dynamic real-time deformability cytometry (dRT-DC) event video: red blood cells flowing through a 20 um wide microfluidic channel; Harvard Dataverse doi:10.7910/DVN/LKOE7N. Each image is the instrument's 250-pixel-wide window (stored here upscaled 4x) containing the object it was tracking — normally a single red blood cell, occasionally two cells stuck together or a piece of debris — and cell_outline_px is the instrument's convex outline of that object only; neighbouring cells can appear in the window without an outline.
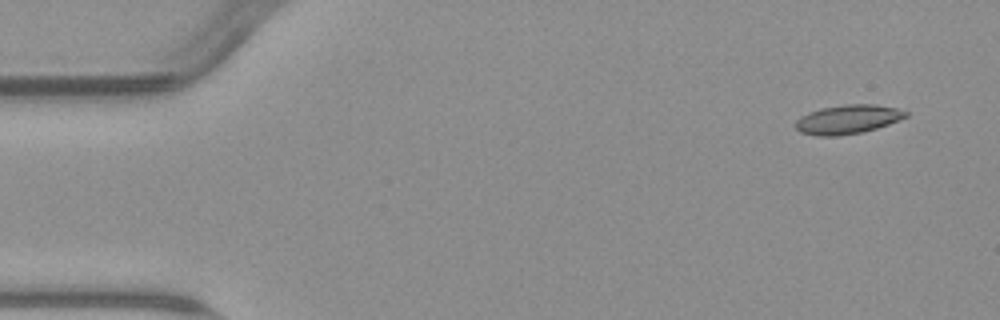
{"species": "common noctule bat (a hibernating species)", "species_latin": "Nyctalus noctula", "temperature_condition": "warm", "stored_images_in_passage": 7, "camera_frame_rate_fps": 3000, "um_per_image_px": 0.085, "animal": {"sex": "male", "body_mass_g": 23.1, "forearm_length_mm": 52.7}, "frame": {"image": 1, "passage_image": 1, "time_ms": 0.0, "image_size_px": [1000, 320], "cell_outline_px": [[908, 116], [900, 120], [876, 128], [860, 132], [836, 136], [816, 136], [800, 132], [796, 128], [796, 120], [800, 116], [808, 112], [820, 108], [844, 104], [876, 104], [896, 108], [908, 112]], "centroid_in_image_um": [72.04, 10.13], "position_along_channel_um": 13.0, "area_um2": 18.67}}
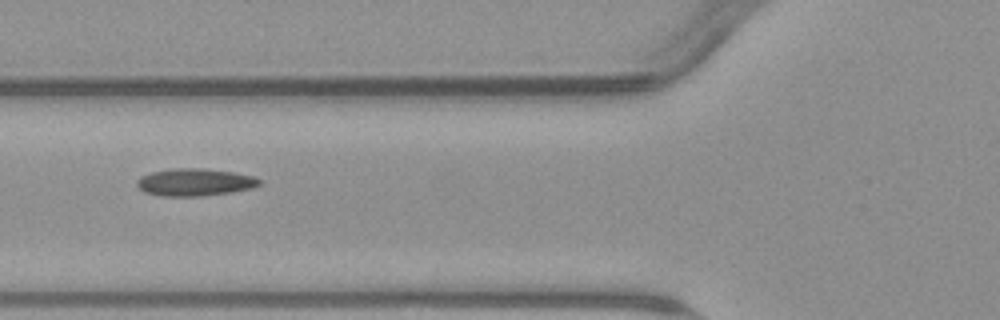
{"frame": {"image": 2, "passage_image": 6, "time_ms": 5.667, "image_size_px": [1000, 320], "cell_outline_px": [[260, 184], [252, 188], [232, 192], [200, 196], [164, 196], [144, 192], [136, 184], [136, 180], [140, 176], [152, 172], [172, 168], [204, 168], [232, 172], [252, 176], [260, 180]], "centroid_in_image_um": [16.53, 15.48], "position_along_channel_um": 109.3, "area_um2": 19.48}}
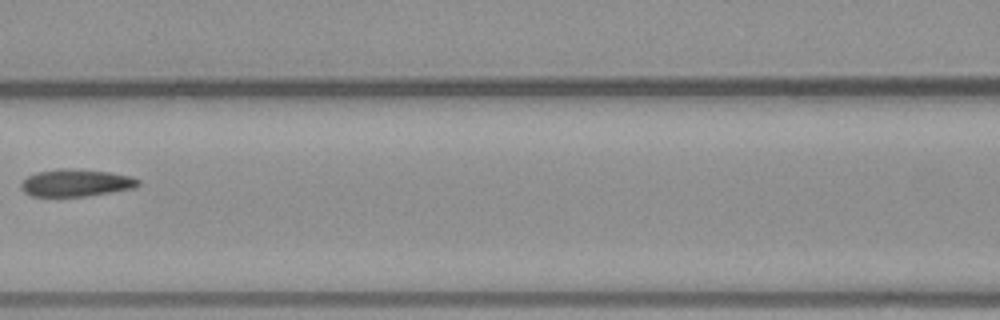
{"frame": {"image": 3, "passage_image": 7, "time_ms": 7.0, "image_size_px": [1000, 320], "cell_outline_px": [[140, 184], [136, 188], [112, 192], [84, 196], [32, 196], [24, 192], [20, 188], [20, 184], [28, 176], [36, 172], [60, 168], [64, 168], [108, 172], [132, 176], [140, 180]], "centroid_in_image_um": [6.47, 15.54], "position_along_channel_um": 160.1, "area_um2": 18.61}}